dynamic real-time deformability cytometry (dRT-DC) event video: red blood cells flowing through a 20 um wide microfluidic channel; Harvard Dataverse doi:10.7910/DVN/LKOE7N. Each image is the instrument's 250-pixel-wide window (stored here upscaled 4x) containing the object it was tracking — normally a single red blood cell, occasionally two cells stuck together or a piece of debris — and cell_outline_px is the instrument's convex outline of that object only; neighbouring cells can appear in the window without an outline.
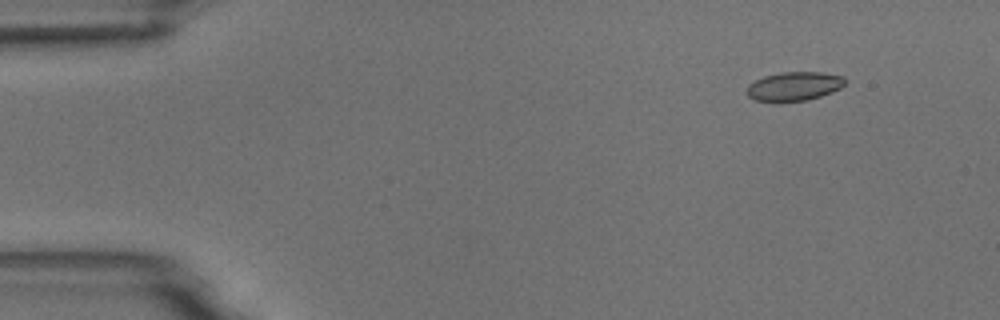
{"species": "common noctule bat (a hibernating species)", "species_latin": "Nyctalus noctula", "temperature_condition": "room temperature", "stored_images_in_passage": 3, "camera_frame_rate_fps": 3000, "um_per_image_px": 0.085, "animal": {"sex": "male", "body_mass_g": 18.8}, "frame": {"image": 1, "passage_image": 1, "time_ms": 0.0, "image_size_px": [1000, 320], "cell_outline_px": [[848, 80], [840, 88], [832, 92], [808, 100], [756, 100], [748, 96], [748, 84], [764, 76], [780, 72], [820, 72], [844, 76]], "centroid_in_image_um": [67.56, 7.3], "position_along_channel_um": 17.4, "area_um2": 16.24}}
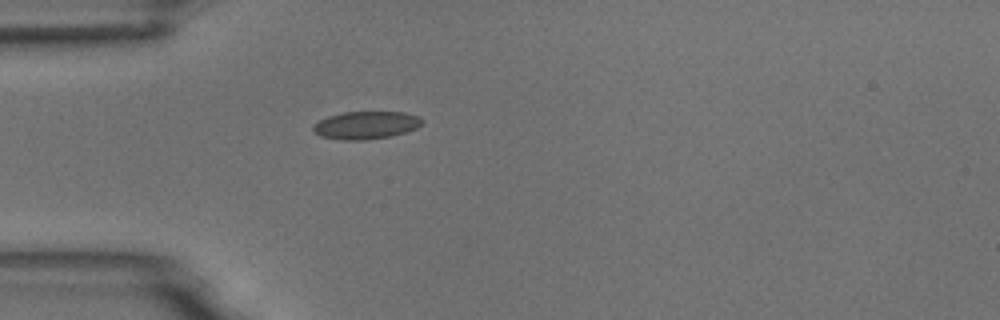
{"frame": {"image": 2, "passage_image": 3, "time_ms": 3.333, "image_size_px": [1000, 320], "cell_outline_px": [[424, 120], [416, 128], [392, 136], [364, 140], [344, 140], [320, 136], [312, 128], [312, 124], [328, 116], [344, 112], [404, 112], [420, 116]], "centroid_in_image_um": [31.11, 10.63], "position_along_channel_um": 53.9, "area_um2": 17.57}}